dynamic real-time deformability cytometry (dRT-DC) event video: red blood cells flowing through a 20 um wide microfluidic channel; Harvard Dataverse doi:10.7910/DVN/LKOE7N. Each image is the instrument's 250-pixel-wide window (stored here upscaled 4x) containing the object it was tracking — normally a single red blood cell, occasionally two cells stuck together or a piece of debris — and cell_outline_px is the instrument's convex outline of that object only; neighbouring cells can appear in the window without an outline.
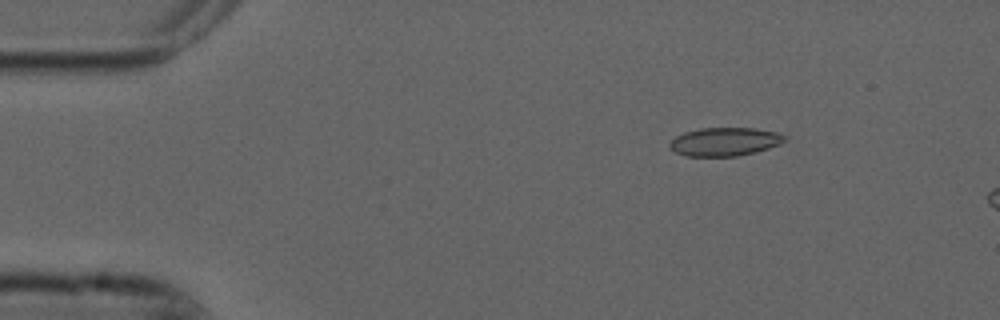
{"species": "common noctule bat (a hibernating species)", "species_latin": "Nyctalus noctula", "temperature_condition": "cold", "stored_images_in_passage": 14, "camera_frame_rate_fps": 3000, "um_per_image_px": 0.085, "animal": {"sex": "male", "forearm_length_mm": 52.5}, "frame": {"image": 1, "passage_image": 8, "time_ms": 2.333, "image_size_px": [1000, 320], "cell_outline_px": [[788, 140], [780, 144], [756, 152], [736, 156], [688, 156], [676, 152], [668, 144], [676, 136], [684, 132], [700, 128], [756, 128], [776, 132], [788, 136]], "centroid_in_image_um": [61.65, 12.03], "position_along_channel_um": 23.3, "area_um2": 19.07}}